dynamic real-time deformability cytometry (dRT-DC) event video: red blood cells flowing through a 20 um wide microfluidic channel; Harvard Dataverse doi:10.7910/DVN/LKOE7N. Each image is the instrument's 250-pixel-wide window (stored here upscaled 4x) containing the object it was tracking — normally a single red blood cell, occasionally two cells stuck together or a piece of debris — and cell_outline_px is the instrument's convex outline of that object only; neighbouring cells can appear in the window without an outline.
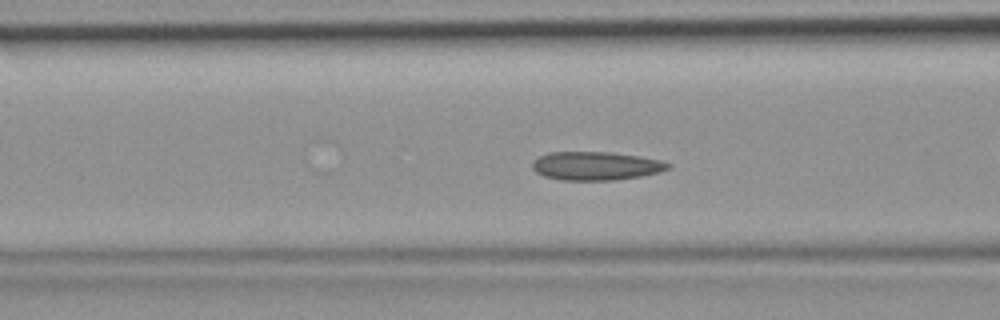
{"species": "common noctule bat (a hibernating species)", "species_latin": "Nyctalus noctula", "temperature_condition": "room temperature", "stored_images_in_passage": 41, "camera_frame_rate_fps": 3000, "um_per_image_px": 0.085, "animal": {"sex": "female", "body_mass_g": 19.9}, "frame": {"image": 1, "passage_image": 12, "time_ms": 3.667, "image_size_px": [1000, 320], "cell_outline_px": [[672, 168], [660, 172], [640, 176], [616, 180], [560, 180], [544, 176], [536, 172], [532, 168], [532, 160], [548, 152], [612, 152], [640, 156], [660, 160], [672, 164]], "centroid_in_image_um": [50.66, 14.1], "position_along_channel_um": 115.9, "area_um2": 22.77}}